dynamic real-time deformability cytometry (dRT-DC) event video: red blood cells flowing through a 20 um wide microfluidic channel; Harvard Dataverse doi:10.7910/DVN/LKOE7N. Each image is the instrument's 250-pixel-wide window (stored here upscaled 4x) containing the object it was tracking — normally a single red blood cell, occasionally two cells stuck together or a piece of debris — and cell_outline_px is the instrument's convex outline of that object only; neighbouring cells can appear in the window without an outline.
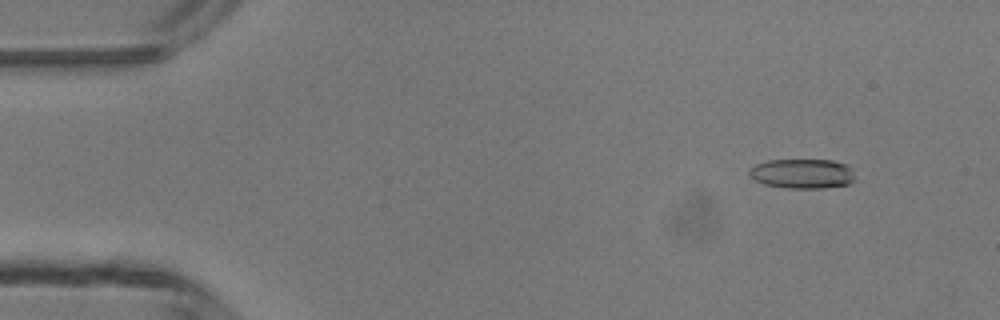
{"species": "common noctule bat (a hibernating species)", "species_latin": "Nyctalus noctula", "temperature_condition": "room temperature", "stored_images_in_passage": 7, "camera_frame_rate_fps": 3000, "um_per_image_px": 0.085, "animal": {"sex": "male", "body_mass_g": 13.3}, "frame": {"image": 1, "passage_image": 2, "time_ms": 1.333, "image_size_px": [1000, 320], "cell_outline_px": [[856, 180], [852, 184], [824, 188], [784, 188], [764, 184], [748, 176], [748, 168], [756, 164], [768, 160], [832, 160], [844, 164], [852, 168]], "centroid_in_image_um": [68.21, 14.77], "position_along_channel_um": 16.8, "area_um2": 18.61}}
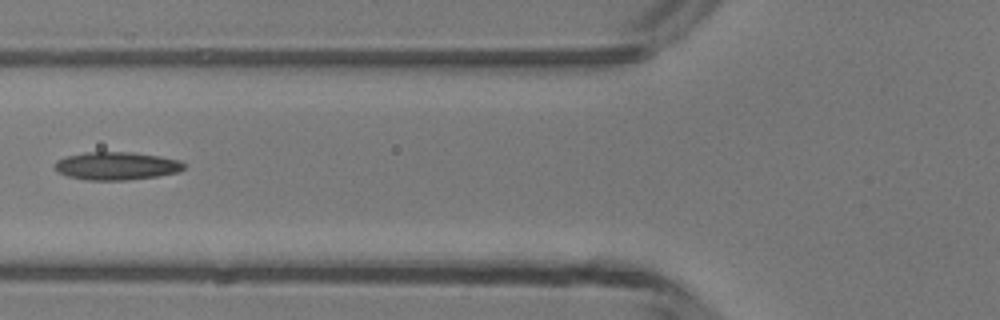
{"frame": {"image": 2, "passage_image": 6, "time_ms": 6.0, "image_size_px": [1000, 320], "cell_outline_px": [[184, 168], [176, 172], [156, 176], [128, 180], [84, 180], [68, 176], [56, 172], [56, 164], [60, 160], [68, 156], [88, 152], [132, 152], [160, 156], [180, 160], [184, 164]], "centroid_in_image_um": [9.92, 14.11], "position_along_channel_um": 115.9, "area_um2": 20.81}}
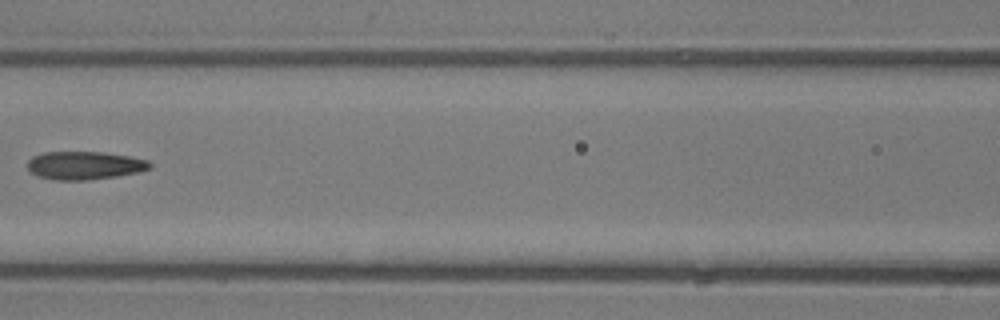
{"frame": {"image": 3, "passage_image": 7, "time_ms": 7.0, "image_size_px": [1000, 320], "cell_outline_px": [[152, 168], [140, 172], [116, 176], [88, 180], [56, 180], [36, 176], [28, 168], [28, 160], [32, 156], [44, 152], [104, 152], [128, 156], [148, 160], [152, 164]], "centroid_in_image_um": [7.2, 14.06], "position_along_channel_um": 159.4, "area_um2": 20.17}}